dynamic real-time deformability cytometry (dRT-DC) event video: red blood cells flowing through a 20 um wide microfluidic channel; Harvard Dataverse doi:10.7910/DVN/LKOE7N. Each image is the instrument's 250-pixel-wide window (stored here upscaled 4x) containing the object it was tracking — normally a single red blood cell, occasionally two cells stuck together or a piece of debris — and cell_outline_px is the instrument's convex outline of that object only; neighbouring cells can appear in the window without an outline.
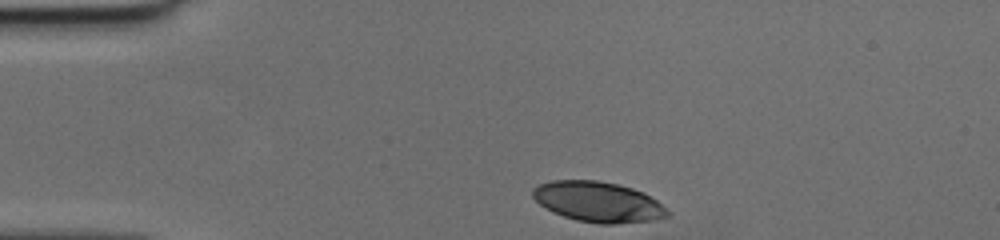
{"species": "human", "species_latin": "Homo sapiens", "temperature_condition": "cold", "stored_images_in_passage": 30, "camera_frame_rate_fps": 3000, "um_per_image_px": 0.085, "donor": {"sex": "female"}, "frame": {"image": 1, "passage_image": 1, "time_ms": 0.0, "image_size_px": [1000, 240], "cell_outline_px": [[668, 216], [652, 220], [616, 224], [600, 224], [576, 220], [552, 212], [544, 208], [532, 196], [532, 188], [540, 184], [552, 180], [596, 180], [616, 184], [632, 188], [644, 192], [656, 200], [668, 212]], "centroid_in_image_um": [50.8, 17.16], "position_along_channel_um": 34.2, "area_um2": 31.56}}
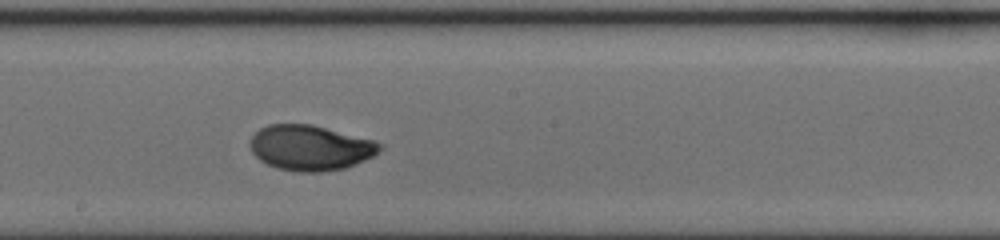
{"frame": {"image": 2, "passage_image": 18, "time_ms": 5.667, "image_size_px": [1000, 240], "cell_outline_px": [[384, 148], [380, 152], [364, 160], [344, 168], [324, 172], [296, 172], [276, 168], [260, 160], [252, 152], [252, 136], [260, 128], [268, 124], [312, 124], [372, 140], [384, 144]], "centroid_in_image_um": [26.4, 12.56], "position_along_channel_um": 221.8, "area_um2": 34.1}}
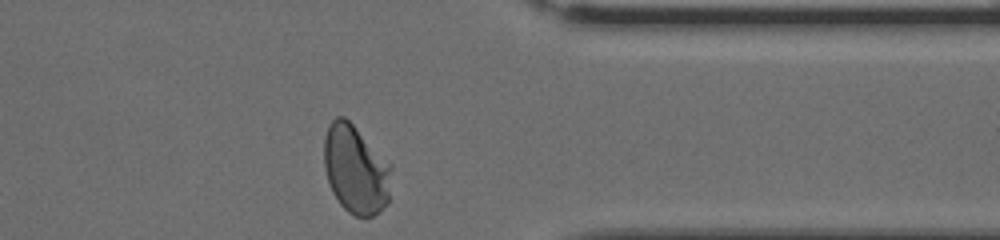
{"frame": {"image": 3, "passage_image": 30, "time_ms": 9.667, "image_size_px": [1000, 240], "cell_outline_px": [[392, 168], [388, 200], [380, 212], [372, 216], [356, 216], [348, 212], [340, 204], [332, 192], [324, 168], [324, 136], [328, 124], [336, 116], [344, 116], [392, 164]], "centroid_in_image_um": [30.23, 14.39], "position_along_channel_um": 381.2, "area_um2": 34.85}}